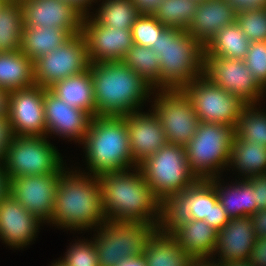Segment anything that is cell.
Masks as SVG:
<instances>
[{
  "instance_id": "1",
  "label": "cell",
  "mask_w": 266,
  "mask_h": 266,
  "mask_svg": "<svg viewBox=\"0 0 266 266\" xmlns=\"http://www.w3.org/2000/svg\"><path fill=\"white\" fill-rule=\"evenodd\" d=\"M59 177L53 214L48 225L70 231L99 228L107 221L98 176L67 168ZM77 168V170H76Z\"/></svg>"
},
{
  "instance_id": "2",
  "label": "cell",
  "mask_w": 266,
  "mask_h": 266,
  "mask_svg": "<svg viewBox=\"0 0 266 266\" xmlns=\"http://www.w3.org/2000/svg\"><path fill=\"white\" fill-rule=\"evenodd\" d=\"M98 179L108 221L139 222L158 227L161 201L138 166L103 173Z\"/></svg>"
},
{
  "instance_id": "3",
  "label": "cell",
  "mask_w": 266,
  "mask_h": 266,
  "mask_svg": "<svg viewBox=\"0 0 266 266\" xmlns=\"http://www.w3.org/2000/svg\"><path fill=\"white\" fill-rule=\"evenodd\" d=\"M89 71L96 116L123 117L143 110L153 98L154 88L122 61L91 63Z\"/></svg>"
},
{
  "instance_id": "4",
  "label": "cell",
  "mask_w": 266,
  "mask_h": 266,
  "mask_svg": "<svg viewBox=\"0 0 266 266\" xmlns=\"http://www.w3.org/2000/svg\"><path fill=\"white\" fill-rule=\"evenodd\" d=\"M87 173L99 176L107 172L136 167L133 161L124 117L95 116L83 142Z\"/></svg>"
},
{
  "instance_id": "5",
  "label": "cell",
  "mask_w": 266,
  "mask_h": 266,
  "mask_svg": "<svg viewBox=\"0 0 266 266\" xmlns=\"http://www.w3.org/2000/svg\"><path fill=\"white\" fill-rule=\"evenodd\" d=\"M151 48L159 56L160 90H182L204 75V45L189 32L166 27Z\"/></svg>"
},
{
  "instance_id": "6",
  "label": "cell",
  "mask_w": 266,
  "mask_h": 266,
  "mask_svg": "<svg viewBox=\"0 0 266 266\" xmlns=\"http://www.w3.org/2000/svg\"><path fill=\"white\" fill-rule=\"evenodd\" d=\"M235 128L220 123L200 122L185 145L190 170L198 179L222 177L229 163Z\"/></svg>"
},
{
  "instance_id": "7",
  "label": "cell",
  "mask_w": 266,
  "mask_h": 266,
  "mask_svg": "<svg viewBox=\"0 0 266 266\" xmlns=\"http://www.w3.org/2000/svg\"><path fill=\"white\" fill-rule=\"evenodd\" d=\"M138 167L160 201L182 192L198 180L189 168L183 145L167 143Z\"/></svg>"
},
{
  "instance_id": "8",
  "label": "cell",
  "mask_w": 266,
  "mask_h": 266,
  "mask_svg": "<svg viewBox=\"0 0 266 266\" xmlns=\"http://www.w3.org/2000/svg\"><path fill=\"white\" fill-rule=\"evenodd\" d=\"M157 228L139 222L106 221L93 230L99 266H117L121 261L143 255L145 245ZM95 236V237H94Z\"/></svg>"
},
{
  "instance_id": "9",
  "label": "cell",
  "mask_w": 266,
  "mask_h": 266,
  "mask_svg": "<svg viewBox=\"0 0 266 266\" xmlns=\"http://www.w3.org/2000/svg\"><path fill=\"white\" fill-rule=\"evenodd\" d=\"M63 158L47 136H15L3 167L8 178L62 173L66 169Z\"/></svg>"
},
{
  "instance_id": "10",
  "label": "cell",
  "mask_w": 266,
  "mask_h": 266,
  "mask_svg": "<svg viewBox=\"0 0 266 266\" xmlns=\"http://www.w3.org/2000/svg\"><path fill=\"white\" fill-rule=\"evenodd\" d=\"M218 201L213 178L198 179L189 188L161 201L157 230L171 234L177 227L192 219L210 221L211 208Z\"/></svg>"
},
{
  "instance_id": "11",
  "label": "cell",
  "mask_w": 266,
  "mask_h": 266,
  "mask_svg": "<svg viewBox=\"0 0 266 266\" xmlns=\"http://www.w3.org/2000/svg\"><path fill=\"white\" fill-rule=\"evenodd\" d=\"M182 91L192 102L200 122L220 123L235 128L247 105L239 96L218 87L205 75L194 79Z\"/></svg>"
},
{
  "instance_id": "12",
  "label": "cell",
  "mask_w": 266,
  "mask_h": 266,
  "mask_svg": "<svg viewBox=\"0 0 266 266\" xmlns=\"http://www.w3.org/2000/svg\"><path fill=\"white\" fill-rule=\"evenodd\" d=\"M152 96L150 109L159 117L167 142L185 146L200 123L192 102L182 90H154Z\"/></svg>"
},
{
  "instance_id": "13",
  "label": "cell",
  "mask_w": 266,
  "mask_h": 266,
  "mask_svg": "<svg viewBox=\"0 0 266 266\" xmlns=\"http://www.w3.org/2000/svg\"><path fill=\"white\" fill-rule=\"evenodd\" d=\"M90 64L85 39L79 33L33 62L34 83L48 89L55 82L89 70Z\"/></svg>"
},
{
  "instance_id": "14",
  "label": "cell",
  "mask_w": 266,
  "mask_h": 266,
  "mask_svg": "<svg viewBox=\"0 0 266 266\" xmlns=\"http://www.w3.org/2000/svg\"><path fill=\"white\" fill-rule=\"evenodd\" d=\"M204 75L247 104L259 106L266 96V89L250 74L244 60L205 56Z\"/></svg>"
},
{
  "instance_id": "15",
  "label": "cell",
  "mask_w": 266,
  "mask_h": 266,
  "mask_svg": "<svg viewBox=\"0 0 266 266\" xmlns=\"http://www.w3.org/2000/svg\"><path fill=\"white\" fill-rule=\"evenodd\" d=\"M91 13L83 17L81 27L90 62L122 61L134 44L131 29L104 26Z\"/></svg>"
},
{
  "instance_id": "16",
  "label": "cell",
  "mask_w": 266,
  "mask_h": 266,
  "mask_svg": "<svg viewBox=\"0 0 266 266\" xmlns=\"http://www.w3.org/2000/svg\"><path fill=\"white\" fill-rule=\"evenodd\" d=\"M61 173L26 175L9 179V194L44 224L51 220Z\"/></svg>"
},
{
  "instance_id": "17",
  "label": "cell",
  "mask_w": 266,
  "mask_h": 266,
  "mask_svg": "<svg viewBox=\"0 0 266 266\" xmlns=\"http://www.w3.org/2000/svg\"><path fill=\"white\" fill-rule=\"evenodd\" d=\"M8 116L16 136H47L44 88L34 85L10 91Z\"/></svg>"
},
{
  "instance_id": "18",
  "label": "cell",
  "mask_w": 266,
  "mask_h": 266,
  "mask_svg": "<svg viewBox=\"0 0 266 266\" xmlns=\"http://www.w3.org/2000/svg\"><path fill=\"white\" fill-rule=\"evenodd\" d=\"M44 114L47 137L52 134L81 144L88 132L92 116L78 108H72L49 89L44 88Z\"/></svg>"
},
{
  "instance_id": "19",
  "label": "cell",
  "mask_w": 266,
  "mask_h": 266,
  "mask_svg": "<svg viewBox=\"0 0 266 266\" xmlns=\"http://www.w3.org/2000/svg\"><path fill=\"white\" fill-rule=\"evenodd\" d=\"M24 26H53L66 30L71 36L81 33L84 15L63 0H21Z\"/></svg>"
},
{
  "instance_id": "20",
  "label": "cell",
  "mask_w": 266,
  "mask_h": 266,
  "mask_svg": "<svg viewBox=\"0 0 266 266\" xmlns=\"http://www.w3.org/2000/svg\"><path fill=\"white\" fill-rule=\"evenodd\" d=\"M43 223L11 194L8 193L0 201V239L10 248L21 250L30 245L37 238Z\"/></svg>"
},
{
  "instance_id": "21",
  "label": "cell",
  "mask_w": 266,
  "mask_h": 266,
  "mask_svg": "<svg viewBox=\"0 0 266 266\" xmlns=\"http://www.w3.org/2000/svg\"><path fill=\"white\" fill-rule=\"evenodd\" d=\"M123 117L128 128L132 158L137 166L168 143L159 117L152 109Z\"/></svg>"
},
{
  "instance_id": "22",
  "label": "cell",
  "mask_w": 266,
  "mask_h": 266,
  "mask_svg": "<svg viewBox=\"0 0 266 266\" xmlns=\"http://www.w3.org/2000/svg\"><path fill=\"white\" fill-rule=\"evenodd\" d=\"M257 236L250 216L229 218L218 231L214 256L216 261H247ZM220 258V259H219Z\"/></svg>"
},
{
  "instance_id": "23",
  "label": "cell",
  "mask_w": 266,
  "mask_h": 266,
  "mask_svg": "<svg viewBox=\"0 0 266 266\" xmlns=\"http://www.w3.org/2000/svg\"><path fill=\"white\" fill-rule=\"evenodd\" d=\"M235 21L236 10L228 0H199L185 31L205 46L219 30Z\"/></svg>"
},
{
  "instance_id": "24",
  "label": "cell",
  "mask_w": 266,
  "mask_h": 266,
  "mask_svg": "<svg viewBox=\"0 0 266 266\" xmlns=\"http://www.w3.org/2000/svg\"><path fill=\"white\" fill-rule=\"evenodd\" d=\"M218 231L204 220H190L177 227L170 235L181 249L193 259L213 258Z\"/></svg>"
},
{
  "instance_id": "25",
  "label": "cell",
  "mask_w": 266,
  "mask_h": 266,
  "mask_svg": "<svg viewBox=\"0 0 266 266\" xmlns=\"http://www.w3.org/2000/svg\"><path fill=\"white\" fill-rule=\"evenodd\" d=\"M236 176L239 181L235 178V183L231 181L229 186L221 177L213 178L218 200L229 218L251 216L257 211L255 191L247 179L240 180L239 175Z\"/></svg>"
},
{
  "instance_id": "26",
  "label": "cell",
  "mask_w": 266,
  "mask_h": 266,
  "mask_svg": "<svg viewBox=\"0 0 266 266\" xmlns=\"http://www.w3.org/2000/svg\"><path fill=\"white\" fill-rule=\"evenodd\" d=\"M48 89L70 107L82 109L92 117L96 116V102L89 70L55 82Z\"/></svg>"
},
{
  "instance_id": "27",
  "label": "cell",
  "mask_w": 266,
  "mask_h": 266,
  "mask_svg": "<svg viewBox=\"0 0 266 266\" xmlns=\"http://www.w3.org/2000/svg\"><path fill=\"white\" fill-rule=\"evenodd\" d=\"M143 256L146 266H190L193 261L170 234L158 230L148 239Z\"/></svg>"
},
{
  "instance_id": "28",
  "label": "cell",
  "mask_w": 266,
  "mask_h": 266,
  "mask_svg": "<svg viewBox=\"0 0 266 266\" xmlns=\"http://www.w3.org/2000/svg\"><path fill=\"white\" fill-rule=\"evenodd\" d=\"M33 61L21 50L0 53V87L7 91L34 86Z\"/></svg>"
},
{
  "instance_id": "29",
  "label": "cell",
  "mask_w": 266,
  "mask_h": 266,
  "mask_svg": "<svg viewBox=\"0 0 266 266\" xmlns=\"http://www.w3.org/2000/svg\"><path fill=\"white\" fill-rule=\"evenodd\" d=\"M237 171L240 179L266 174V147L244 141L234 135L227 170Z\"/></svg>"
},
{
  "instance_id": "30",
  "label": "cell",
  "mask_w": 266,
  "mask_h": 266,
  "mask_svg": "<svg viewBox=\"0 0 266 266\" xmlns=\"http://www.w3.org/2000/svg\"><path fill=\"white\" fill-rule=\"evenodd\" d=\"M72 36L64 29L47 27L23 26L21 52L33 62L63 45Z\"/></svg>"
},
{
  "instance_id": "31",
  "label": "cell",
  "mask_w": 266,
  "mask_h": 266,
  "mask_svg": "<svg viewBox=\"0 0 266 266\" xmlns=\"http://www.w3.org/2000/svg\"><path fill=\"white\" fill-rule=\"evenodd\" d=\"M250 40L245 36L235 21L219 30L204 46L205 56L225 57L244 60L250 46Z\"/></svg>"
},
{
  "instance_id": "32",
  "label": "cell",
  "mask_w": 266,
  "mask_h": 266,
  "mask_svg": "<svg viewBox=\"0 0 266 266\" xmlns=\"http://www.w3.org/2000/svg\"><path fill=\"white\" fill-rule=\"evenodd\" d=\"M23 26L21 2L18 0L5 2L0 7V53L21 49Z\"/></svg>"
},
{
  "instance_id": "33",
  "label": "cell",
  "mask_w": 266,
  "mask_h": 266,
  "mask_svg": "<svg viewBox=\"0 0 266 266\" xmlns=\"http://www.w3.org/2000/svg\"><path fill=\"white\" fill-rule=\"evenodd\" d=\"M101 2L95 14L91 15L104 26L132 29V25L141 15L131 0H102Z\"/></svg>"
},
{
  "instance_id": "34",
  "label": "cell",
  "mask_w": 266,
  "mask_h": 266,
  "mask_svg": "<svg viewBox=\"0 0 266 266\" xmlns=\"http://www.w3.org/2000/svg\"><path fill=\"white\" fill-rule=\"evenodd\" d=\"M122 62L132 68L154 90H160L159 56L152 48L133 44Z\"/></svg>"
},
{
  "instance_id": "35",
  "label": "cell",
  "mask_w": 266,
  "mask_h": 266,
  "mask_svg": "<svg viewBox=\"0 0 266 266\" xmlns=\"http://www.w3.org/2000/svg\"><path fill=\"white\" fill-rule=\"evenodd\" d=\"M198 4L199 0H164L153 16L165 27L186 30Z\"/></svg>"
},
{
  "instance_id": "36",
  "label": "cell",
  "mask_w": 266,
  "mask_h": 266,
  "mask_svg": "<svg viewBox=\"0 0 266 266\" xmlns=\"http://www.w3.org/2000/svg\"><path fill=\"white\" fill-rule=\"evenodd\" d=\"M257 105L247 104L243 108L235 127V135L244 141L266 147V110Z\"/></svg>"
},
{
  "instance_id": "37",
  "label": "cell",
  "mask_w": 266,
  "mask_h": 266,
  "mask_svg": "<svg viewBox=\"0 0 266 266\" xmlns=\"http://www.w3.org/2000/svg\"><path fill=\"white\" fill-rule=\"evenodd\" d=\"M236 22L251 43L266 41V7L236 12Z\"/></svg>"
},
{
  "instance_id": "38",
  "label": "cell",
  "mask_w": 266,
  "mask_h": 266,
  "mask_svg": "<svg viewBox=\"0 0 266 266\" xmlns=\"http://www.w3.org/2000/svg\"><path fill=\"white\" fill-rule=\"evenodd\" d=\"M92 239V240H91ZM75 239L64 257L60 258L66 266H99V256L93 243V238Z\"/></svg>"
},
{
  "instance_id": "39",
  "label": "cell",
  "mask_w": 266,
  "mask_h": 266,
  "mask_svg": "<svg viewBox=\"0 0 266 266\" xmlns=\"http://www.w3.org/2000/svg\"><path fill=\"white\" fill-rule=\"evenodd\" d=\"M165 28L153 15L141 14L132 25L133 42L151 48Z\"/></svg>"
},
{
  "instance_id": "40",
  "label": "cell",
  "mask_w": 266,
  "mask_h": 266,
  "mask_svg": "<svg viewBox=\"0 0 266 266\" xmlns=\"http://www.w3.org/2000/svg\"><path fill=\"white\" fill-rule=\"evenodd\" d=\"M244 61L250 74L266 89V41L250 43Z\"/></svg>"
},
{
  "instance_id": "41",
  "label": "cell",
  "mask_w": 266,
  "mask_h": 266,
  "mask_svg": "<svg viewBox=\"0 0 266 266\" xmlns=\"http://www.w3.org/2000/svg\"><path fill=\"white\" fill-rule=\"evenodd\" d=\"M15 136L9 116L0 117V165H3L6 150L13 142Z\"/></svg>"
},
{
  "instance_id": "42",
  "label": "cell",
  "mask_w": 266,
  "mask_h": 266,
  "mask_svg": "<svg viewBox=\"0 0 266 266\" xmlns=\"http://www.w3.org/2000/svg\"><path fill=\"white\" fill-rule=\"evenodd\" d=\"M255 191L257 211L266 209V174H257L247 178Z\"/></svg>"
},
{
  "instance_id": "43",
  "label": "cell",
  "mask_w": 266,
  "mask_h": 266,
  "mask_svg": "<svg viewBox=\"0 0 266 266\" xmlns=\"http://www.w3.org/2000/svg\"><path fill=\"white\" fill-rule=\"evenodd\" d=\"M248 261L254 266H266V237H257Z\"/></svg>"
},
{
  "instance_id": "44",
  "label": "cell",
  "mask_w": 266,
  "mask_h": 266,
  "mask_svg": "<svg viewBox=\"0 0 266 266\" xmlns=\"http://www.w3.org/2000/svg\"><path fill=\"white\" fill-rule=\"evenodd\" d=\"M205 222L217 231L229 222V217L219 201L211 208L210 221Z\"/></svg>"
},
{
  "instance_id": "45",
  "label": "cell",
  "mask_w": 266,
  "mask_h": 266,
  "mask_svg": "<svg viewBox=\"0 0 266 266\" xmlns=\"http://www.w3.org/2000/svg\"><path fill=\"white\" fill-rule=\"evenodd\" d=\"M250 217L255 235L257 237H266V209L258 210Z\"/></svg>"
},
{
  "instance_id": "46",
  "label": "cell",
  "mask_w": 266,
  "mask_h": 266,
  "mask_svg": "<svg viewBox=\"0 0 266 266\" xmlns=\"http://www.w3.org/2000/svg\"><path fill=\"white\" fill-rule=\"evenodd\" d=\"M236 12L266 7V0H228Z\"/></svg>"
},
{
  "instance_id": "47",
  "label": "cell",
  "mask_w": 266,
  "mask_h": 266,
  "mask_svg": "<svg viewBox=\"0 0 266 266\" xmlns=\"http://www.w3.org/2000/svg\"><path fill=\"white\" fill-rule=\"evenodd\" d=\"M141 14H150L157 10L164 0H131Z\"/></svg>"
},
{
  "instance_id": "48",
  "label": "cell",
  "mask_w": 266,
  "mask_h": 266,
  "mask_svg": "<svg viewBox=\"0 0 266 266\" xmlns=\"http://www.w3.org/2000/svg\"><path fill=\"white\" fill-rule=\"evenodd\" d=\"M63 1L71 3L84 16L89 15L90 14L89 10H92L94 8L91 6H93L94 3L96 4L99 2L98 0H63Z\"/></svg>"
},
{
  "instance_id": "49",
  "label": "cell",
  "mask_w": 266,
  "mask_h": 266,
  "mask_svg": "<svg viewBox=\"0 0 266 266\" xmlns=\"http://www.w3.org/2000/svg\"><path fill=\"white\" fill-rule=\"evenodd\" d=\"M9 193V179L3 165H0V201Z\"/></svg>"
},
{
  "instance_id": "50",
  "label": "cell",
  "mask_w": 266,
  "mask_h": 266,
  "mask_svg": "<svg viewBox=\"0 0 266 266\" xmlns=\"http://www.w3.org/2000/svg\"><path fill=\"white\" fill-rule=\"evenodd\" d=\"M9 93L0 87V117L8 115Z\"/></svg>"
},
{
  "instance_id": "51",
  "label": "cell",
  "mask_w": 266,
  "mask_h": 266,
  "mask_svg": "<svg viewBox=\"0 0 266 266\" xmlns=\"http://www.w3.org/2000/svg\"><path fill=\"white\" fill-rule=\"evenodd\" d=\"M217 258H197L193 259L190 266H223L222 262L216 261Z\"/></svg>"
},
{
  "instance_id": "52",
  "label": "cell",
  "mask_w": 266,
  "mask_h": 266,
  "mask_svg": "<svg viewBox=\"0 0 266 266\" xmlns=\"http://www.w3.org/2000/svg\"><path fill=\"white\" fill-rule=\"evenodd\" d=\"M117 266H146L144 256L131 257L121 261Z\"/></svg>"
},
{
  "instance_id": "53",
  "label": "cell",
  "mask_w": 266,
  "mask_h": 266,
  "mask_svg": "<svg viewBox=\"0 0 266 266\" xmlns=\"http://www.w3.org/2000/svg\"><path fill=\"white\" fill-rule=\"evenodd\" d=\"M223 266H254L252 263L247 261H227L222 263Z\"/></svg>"
},
{
  "instance_id": "54",
  "label": "cell",
  "mask_w": 266,
  "mask_h": 266,
  "mask_svg": "<svg viewBox=\"0 0 266 266\" xmlns=\"http://www.w3.org/2000/svg\"><path fill=\"white\" fill-rule=\"evenodd\" d=\"M50 266H66V265L62 262L61 259H58V261L56 260Z\"/></svg>"
},
{
  "instance_id": "55",
  "label": "cell",
  "mask_w": 266,
  "mask_h": 266,
  "mask_svg": "<svg viewBox=\"0 0 266 266\" xmlns=\"http://www.w3.org/2000/svg\"><path fill=\"white\" fill-rule=\"evenodd\" d=\"M5 3V1L0 0V7Z\"/></svg>"
}]
</instances>
